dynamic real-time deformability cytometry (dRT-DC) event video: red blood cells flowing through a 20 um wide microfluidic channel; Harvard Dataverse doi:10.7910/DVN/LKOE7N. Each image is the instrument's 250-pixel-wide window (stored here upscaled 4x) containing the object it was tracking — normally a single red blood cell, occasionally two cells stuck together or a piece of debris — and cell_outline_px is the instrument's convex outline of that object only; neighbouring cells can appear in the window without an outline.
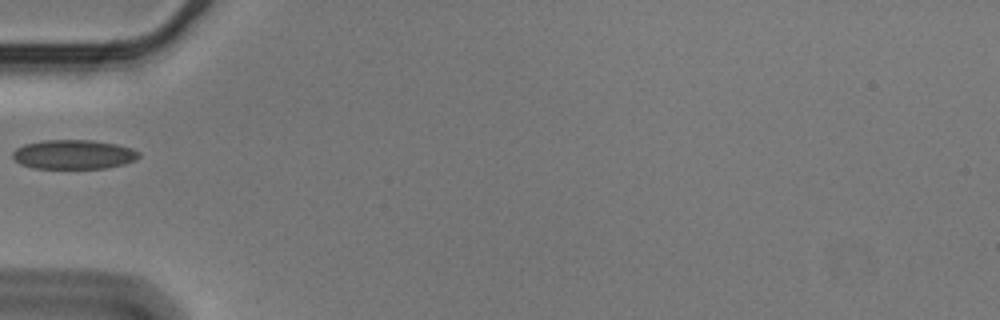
{"species": "Egyptian fruit bat (a non-hibernating species)", "species_latin": "Rousettus aegyptiacus", "temperature_condition": "cold", "stored_images_in_passage": 38, "camera_frame_rate_fps": 3000, "um_per_image_px": 0.085, "animal": {"sex": "male"}, "frame": {"image": 1, "passage_image": 1, "time_ms": 0.0, "image_size_px": [1000, 320], "cell_outline_px": [[140, 156], [136, 160], [124, 164], [104, 168], [32, 168], [20, 164], [12, 156], [12, 152], [16, 148], [24, 144], [44, 140], [92, 140], [116, 144], [132, 148], [140, 152]], "centroid_in_image_um": [6.26, 13.12], "position_along_channel_um": 78.7, "area_um2": 21.62}}
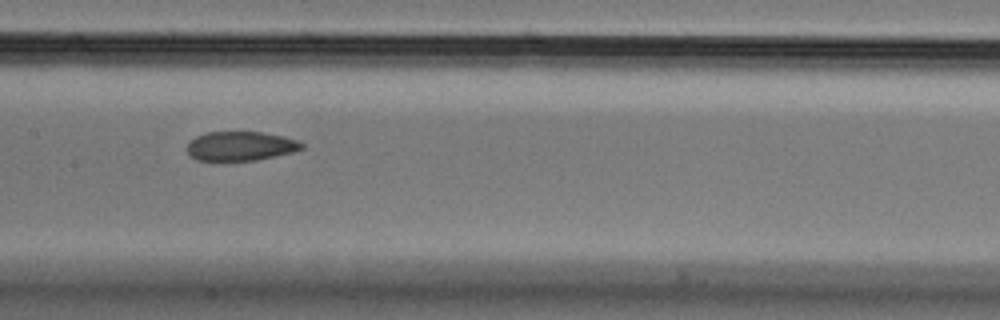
{"frame": {"image": 2, "passage_image": 10, "time_ms": 3.0, "image_size_px": [1000, 320], "cell_outline_px": [[304, 148], [292, 152], [256, 160], [224, 164], [216, 164], [196, 160], [188, 152], [188, 144], [196, 136], [208, 132], [260, 132], [284, 136], [296, 140], [304, 144]], "centroid_in_image_um": [20.4, 12.47], "position_along_channel_um": 187.0, "area_um2": 20.23}}
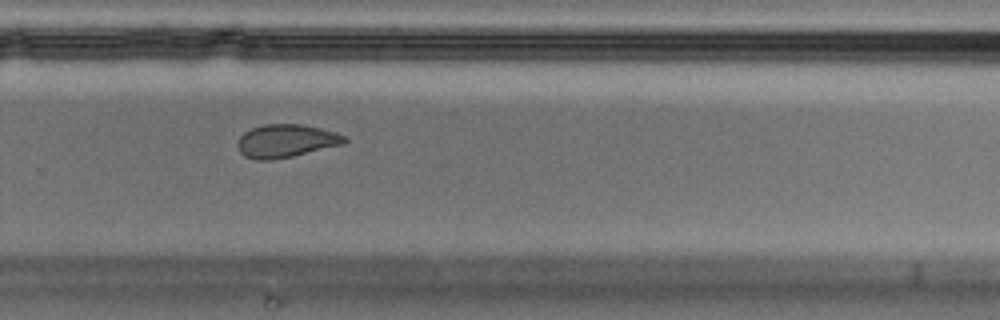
{"frame": {"image": 3, "passage_image": 20, "time_ms": 6.333, "image_size_px": [1000, 320], "cell_outline_px": [[348, 140], [344, 144], [292, 156], [272, 160], [256, 160], [244, 156], [240, 152], [236, 144], [240, 136], [244, 132], [252, 128], [264, 124], [300, 124], [320, 128], [336, 132], [348, 136]], "centroid_in_image_um": [24.32, 11.98], "position_along_channel_um": 305.5, "area_um2": 20.75}}